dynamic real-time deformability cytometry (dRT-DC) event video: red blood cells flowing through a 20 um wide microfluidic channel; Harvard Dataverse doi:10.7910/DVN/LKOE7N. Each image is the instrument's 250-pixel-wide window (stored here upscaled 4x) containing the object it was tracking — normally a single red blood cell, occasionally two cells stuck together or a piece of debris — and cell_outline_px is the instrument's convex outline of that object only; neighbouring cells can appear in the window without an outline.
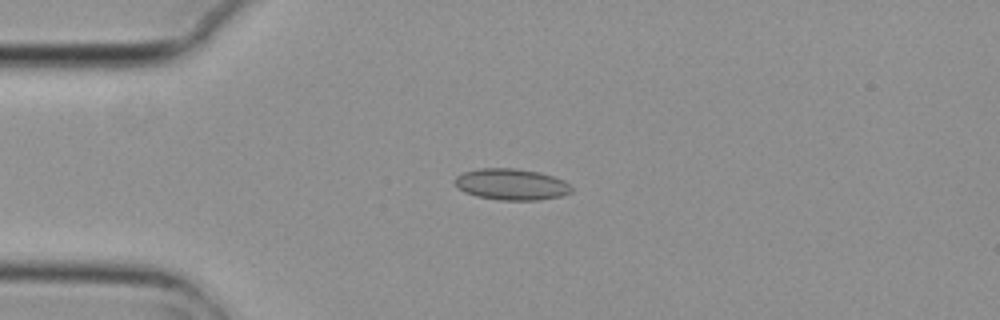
{"species": "common noctule bat (a hibernating species)", "species_latin": "Nyctalus noctula", "temperature_condition": "cold", "stored_images_in_passage": 9, "camera_frame_rate_fps": 3000, "um_per_image_px": 0.085, "animal": {"sex": "female", "body_mass_g": 29.2, "forearm_length_mm": 56.3}, "frame": {"image": 1, "passage_image": 3, "time_ms": 0.667, "image_size_px": [1000, 320], "cell_outline_px": [[572, 192], [560, 196], [540, 200], [500, 200], [476, 196], [464, 192], [452, 180], [456, 176], [464, 172], [480, 168], [516, 168], [540, 172], [564, 180], [572, 188]], "centroid_in_image_um": [43.46, 15.67], "position_along_channel_um": 41.5, "area_um2": 21.33}}
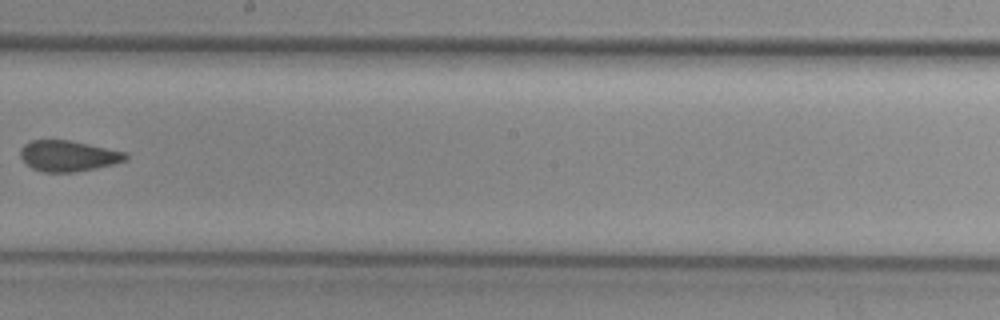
{"frame": {"image": 2, "passage_image": 8, "time_ms": 2.333, "image_size_px": [1000, 320], "cell_outline_px": [[128, 160], [116, 164], [76, 172], [44, 172], [32, 168], [20, 156], [20, 148], [24, 144], [32, 140], [68, 140], [128, 152]], "centroid_in_image_um": [5.84, 13.25], "position_along_channel_um": 242.4, "area_um2": 19.02}}
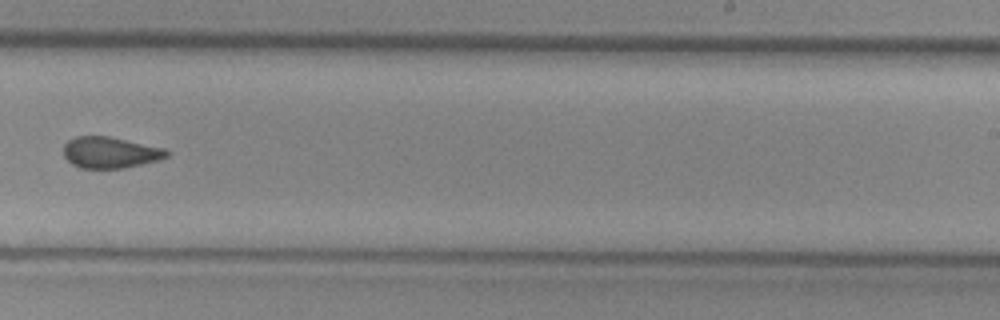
{"frame": {"image": 3, "passage_image": 9, "time_ms": 2.667, "image_size_px": [1000, 320], "cell_outline_px": [[168, 156], [160, 160], [124, 168], [80, 168], [72, 164], [64, 156], [64, 144], [68, 140], [76, 136], [108, 136], [164, 148], [168, 152]], "centroid_in_image_um": [9.35, 12.96], "position_along_channel_um": 279.6, "area_um2": 18.73}}